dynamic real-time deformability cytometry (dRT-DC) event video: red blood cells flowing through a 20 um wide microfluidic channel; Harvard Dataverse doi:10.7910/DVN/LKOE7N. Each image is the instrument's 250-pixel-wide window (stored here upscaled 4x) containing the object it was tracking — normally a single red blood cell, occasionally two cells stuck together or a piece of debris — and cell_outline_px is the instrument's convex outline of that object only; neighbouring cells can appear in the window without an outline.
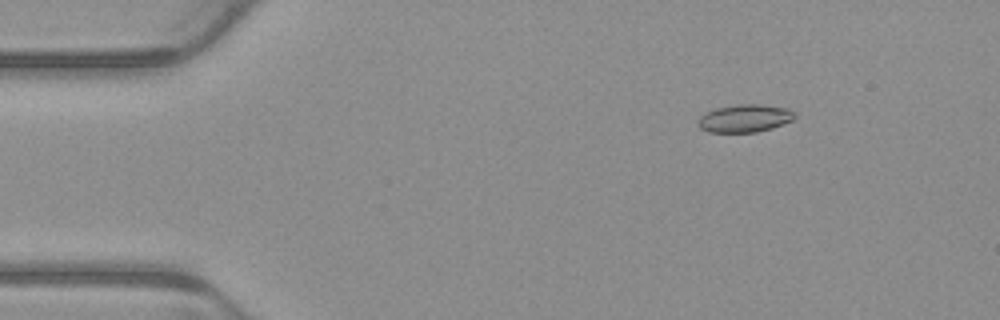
{"species": "common noctule bat (a hibernating species)", "species_latin": "Nyctalus noctula", "temperature_condition": "warm", "stored_images_in_passage": 5, "camera_frame_rate_fps": 3000, "um_per_image_px": 0.085, "animal": {"sex": "male", "body_mass_g": 23.1, "forearm_length_mm": 52.7}, "frame": {"image": 1, "passage_image": 3, "time_ms": 0.667, "image_size_px": [1000, 320], "cell_outline_px": [[796, 116], [792, 120], [772, 128], [756, 132], [708, 132], [700, 128], [696, 124], [696, 120], [704, 112], [716, 108], [736, 104], [760, 104], [788, 108], [796, 112]], "centroid_in_image_um": [63.27, 10.05], "position_along_channel_um": 21.7, "area_um2": 15.9}}
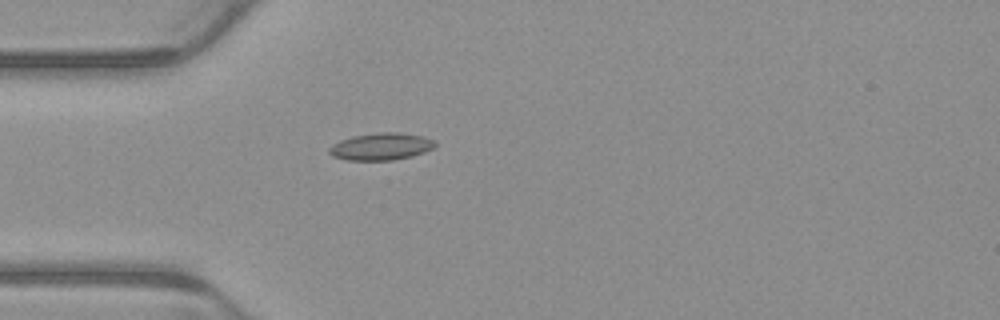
{"frame": {"image": 2, "passage_image": 5, "time_ms": 1.333, "image_size_px": [1000, 320], "cell_outline_px": [[436, 144], [432, 148], [424, 152], [412, 156], [392, 160], [348, 160], [332, 156], [328, 152], [328, 148], [332, 144], [340, 140], [352, 136], [380, 132], [400, 132], [420, 136], [436, 140]], "centroid_in_image_um": [32.37, 12.45], "position_along_channel_um": 52.6, "area_um2": 16.76}}